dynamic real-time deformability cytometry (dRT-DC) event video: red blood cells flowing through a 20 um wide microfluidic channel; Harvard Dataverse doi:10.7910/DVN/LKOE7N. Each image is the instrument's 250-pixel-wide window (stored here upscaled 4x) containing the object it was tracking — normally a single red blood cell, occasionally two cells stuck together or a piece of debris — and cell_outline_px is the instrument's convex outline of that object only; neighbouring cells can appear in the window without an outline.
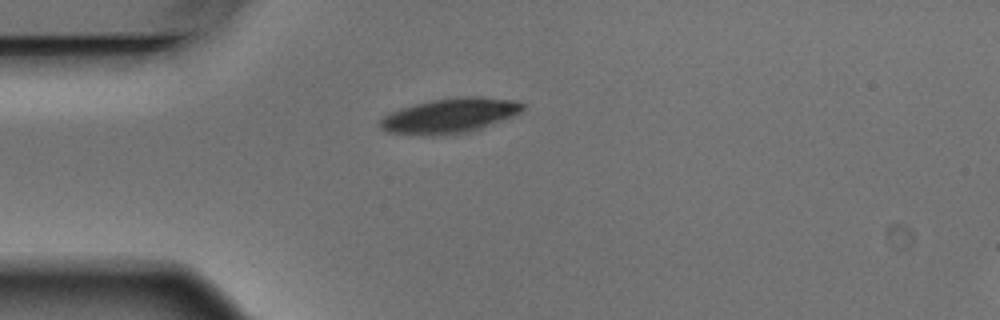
{"species": "Egyptian fruit bat (a non-hibernating species)", "species_latin": "Rousettus aegyptiacus", "temperature_condition": "warm", "stored_images_in_passage": 1, "camera_frame_rate_fps": 3000, "um_per_image_px": 0.085, "animal": {"sex": "male"}, "frame": {"image": 1, "passage_image": 1, "time_ms": 0.0, "image_size_px": [1000, 320], "cell_outline_px": [[524, 108], [520, 112], [512, 116], [480, 128], [464, 132], [388, 132], [380, 128], [380, 120], [384, 116], [400, 108], [432, 100], [464, 96], [480, 96], [516, 100], [524, 104]], "centroid_in_image_um": [38.31, 9.76], "position_along_channel_um": 46.7, "area_um2": 27.46}}